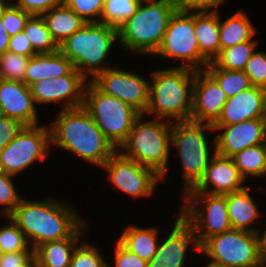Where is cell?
<instances>
[{
    "label": "cell",
    "mask_w": 266,
    "mask_h": 267,
    "mask_svg": "<svg viewBox=\"0 0 266 267\" xmlns=\"http://www.w3.org/2000/svg\"><path fill=\"white\" fill-rule=\"evenodd\" d=\"M30 57L6 51L0 54V79L25 83Z\"/></svg>",
    "instance_id": "35"
},
{
    "label": "cell",
    "mask_w": 266,
    "mask_h": 267,
    "mask_svg": "<svg viewBox=\"0 0 266 267\" xmlns=\"http://www.w3.org/2000/svg\"><path fill=\"white\" fill-rule=\"evenodd\" d=\"M179 7V0H141L135 14L118 28V45L134 55L153 56L163 41L171 16Z\"/></svg>",
    "instance_id": "4"
},
{
    "label": "cell",
    "mask_w": 266,
    "mask_h": 267,
    "mask_svg": "<svg viewBox=\"0 0 266 267\" xmlns=\"http://www.w3.org/2000/svg\"><path fill=\"white\" fill-rule=\"evenodd\" d=\"M87 80L77 69L68 75L43 78L33 83L30 88L36 106L39 104H62L61 110L83 106Z\"/></svg>",
    "instance_id": "15"
},
{
    "label": "cell",
    "mask_w": 266,
    "mask_h": 267,
    "mask_svg": "<svg viewBox=\"0 0 266 267\" xmlns=\"http://www.w3.org/2000/svg\"><path fill=\"white\" fill-rule=\"evenodd\" d=\"M69 203L51 197L44 201H28L22 198L8 216L24 233L30 247L65 238H80L87 226L86 219L78 215Z\"/></svg>",
    "instance_id": "1"
},
{
    "label": "cell",
    "mask_w": 266,
    "mask_h": 267,
    "mask_svg": "<svg viewBox=\"0 0 266 267\" xmlns=\"http://www.w3.org/2000/svg\"><path fill=\"white\" fill-rule=\"evenodd\" d=\"M117 42V27L100 22L87 23L68 37L59 50L72 61L75 69L92 81L99 73L112 67L108 63L109 53Z\"/></svg>",
    "instance_id": "5"
},
{
    "label": "cell",
    "mask_w": 266,
    "mask_h": 267,
    "mask_svg": "<svg viewBox=\"0 0 266 267\" xmlns=\"http://www.w3.org/2000/svg\"><path fill=\"white\" fill-rule=\"evenodd\" d=\"M158 228L130 225L125 227L117 239L126 249L149 262L157 252Z\"/></svg>",
    "instance_id": "25"
},
{
    "label": "cell",
    "mask_w": 266,
    "mask_h": 267,
    "mask_svg": "<svg viewBox=\"0 0 266 267\" xmlns=\"http://www.w3.org/2000/svg\"><path fill=\"white\" fill-rule=\"evenodd\" d=\"M264 122H265V130H266V109H265V114H264Z\"/></svg>",
    "instance_id": "52"
},
{
    "label": "cell",
    "mask_w": 266,
    "mask_h": 267,
    "mask_svg": "<svg viewBox=\"0 0 266 267\" xmlns=\"http://www.w3.org/2000/svg\"><path fill=\"white\" fill-rule=\"evenodd\" d=\"M9 35L7 34L1 19L0 12V54L5 53L9 47Z\"/></svg>",
    "instance_id": "47"
},
{
    "label": "cell",
    "mask_w": 266,
    "mask_h": 267,
    "mask_svg": "<svg viewBox=\"0 0 266 267\" xmlns=\"http://www.w3.org/2000/svg\"><path fill=\"white\" fill-rule=\"evenodd\" d=\"M259 231L258 238H259V248H260V257L261 260H266V227L263 233Z\"/></svg>",
    "instance_id": "48"
},
{
    "label": "cell",
    "mask_w": 266,
    "mask_h": 267,
    "mask_svg": "<svg viewBox=\"0 0 266 267\" xmlns=\"http://www.w3.org/2000/svg\"><path fill=\"white\" fill-rule=\"evenodd\" d=\"M41 16L53 39L59 46L68 37L87 24L63 2Z\"/></svg>",
    "instance_id": "26"
},
{
    "label": "cell",
    "mask_w": 266,
    "mask_h": 267,
    "mask_svg": "<svg viewBox=\"0 0 266 267\" xmlns=\"http://www.w3.org/2000/svg\"><path fill=\"white\" fill-rule=\"evenodd\" d=\"M51 132L47 125L24 126L16 137L0 150L1 170L17 176L36 161H45L50 153Z\"/></svg>",
    "instance_id": "12"
},
{
    "label": "cell",
    "mask_w": 266,
    "mask_h": 267,
    "mask_svg": "<svg viewBox=\"0 0 266 267\" xmlns=\"http://www.w3.org/2000/svg\"><path fill=\"white\" fill-rule=\"evenodd\" d=\"M83 108L117 150L140 115L131 105L102 92L91 80L85 89Z\"/></svg>",
    "instance_id": "8"
},
{
    "label": "cell",
    "mask_w": 266,
    "mask_h": 267,
    "mask_svg": "<svg viewBox=\"0 0 266 267\" xmlns=\"http://www.w3.org/2000/svg\"><path fill=\"white\" fill-rule=\"evenodd\" d=\"M129 70L112 66L99 73L92 82L105 94L131 105L145 114L149 105L150 81Z\"/></svg>",
    "instance_id": "14"
},
{
    "label": "cell",
    "mask_w": 266,
    "mask_h": 267,
    "mask_svg": "<svg viewBox=\"0 0 266 267\" xmlns=\"http://www.w3.org/2000/svg\"><path fill=\"white\" fill-rule=\"evenodd\" d=\"M114 267H148V262L126 249L118 240L114 251ZM108 267L111 265L108 264Z\"/></svg>",
    "instance_id": "42"
},
{
    "label": "cell",
    "mask_w": 266,
    "mask_h": 267,
    "mask_svg": "<svg viewBox=\"0 0 266 267\" xmlns=\"http://www.w3.org/2000/svg\"><path fill=\"white\" fill-rule=\"evenodd\" d=\"M205 130L214 131L213 124L191 120L172 122L171 146L176 147L181 160L183 194L200 182L216 154L215 137L209 142Z\"/></svg>",
    "instance_id": "7"
},
{
    "label": "cell",
    "mask_w": 266,
    "mask_h": 267,
    "mask_svg": "<svg viewBox=\"0 0 266 267\" xmlns=\"http://www.w3.org/2000/svg\"><path fill=\"white\" fill-rule=\"evenodd\" d=\"M0 267H38L34 251L0 253Z\"/></svg>",
    "instance_id": "41"
},
{
    "label": "cell",
    "mask_w": 266,
    "mask_h": 267,
    "mask_svg": "<svg viewBox=\"0 0 266 267\" xmlns=\"http://www.w3.org/2000/svg\"><path fill=\"white\" fill-rule=\"evenodd\" d=\"M194 29L200 54L213 62L220 53V13L194 12Z\"/></svg>",
    "instance_id": "24"
},
{
    "label": "cell",
    "mask_w": 266,
    "mask_h": 267,
    "mask_svg": "<svg viewBox=\"0 0 266 267\" xmlns=\"http://www.w3.org/2000/svg\"><path fill=\"white\" fill-rule=\"evenodd\" d=\"M256 30L249 16L241 10L224 21L220 17V51L251 40Z\"/></svg>",
    "instance_id": "28"
},
{
    "label": "cell",
    "mask_w": 266,
    "mask_h": 267,
    "mask_svg": "<svg viewBox=\"0 0 266 267\" xmlns=\"http://www.w3.org/2000/svg\"><path fill=\"white\" fill-rule=\"evenodd\" d=\"M23 127L19 121L0 115V150L13 140Z\"/></svg>",
    "instance_id": "44"
},
{
    "label": "cell",
    "mask_w": 266,
    "mask_h": 267,
    "mask_svg": "<svg viewBox=\"0 0 266 267\" xmlns=\"http://www.w3.org/2000/svg\"><path fill=\"white\" fill-rule=\"evenodd\" d=\"M180 60L176 67L205 70L208 61L200 54L194 29V12L178 8L171 16L163 41L153 58Z\"/></svg>",
    "instance_id": "10"
},
{
    "label": "cell",
    "mask_w": 266,
    "mask_h": 267,
    "mask_svg": "<svg viewBox=\"0 0 266 267\" xmlns=\"http://www.w3.org/2000/svg\"><path fill=\"white\" fill-rule=\"evenodd\" d=\"M258 267H266V260H262Z\"/></svg>",
    "instance_id": "51"
},
{
    "label": "cell",
    "mask_w": 266,
    "mask_h": 267,
    "mask_svg": "<svg viewBox=\"0 0 266 267\" xmlns=\"http://www.w3.org/2000/svg\"><path fill=\"white\" fill-rule=\"evenodd\" d=\"M105 0H63L86 23H101Z\"/></svg>",
    "instance_id": "39"
},
{
    "label": "cell",
    "mask_w": 266,
    "mask_h": 267,
    "mask_svg": "<svg viewBox=\"0 0 266 267\" xmlns=\"http://www.w3.org/2000/svg\"><path fill=\"white\" fill-rule=\"evenodd\" d=\"M205 70L217 81L226 96L232 97L252 87L249 77L242 70H228L209 62Z\"/></svg>",
    "instance_id": "32"
},
{
    "label": "cell",
    "mask_w": 266,
    "mask_h": 267,
    "mask_svg": "<svg viewBox=\"0 0 266 267\" xmlns=\"http://www.w3.org/2000/svg\"><path fill=\"white\" fill-rule=\"evenodd\" d=\"M62 2L63 0H14L13 4L30 15L41 16Z\"/></svg>",
    "instance_id": "43"
},
{
    "label": "cell",
    "mask_w": 266,
    "mask_h": 267,
    "mask_svg": "<svg viewBox=\"0 0 266 267\" xmlns=\"http://www.w3.org/2000/svg\"><path fill=\"white\" fill-rule=\"evenodd\" d=\"M266 176V163H265V169H264V174H263V177Z\"/></svg>",
    "instance_id": "53"
},
{
    "label": "cell",
    "mask_w": 266,
    "mask_h": 267,
    "mask_svg": "<svg viewBox=\"0 0 266 267\" xmlns=\"http://www.w3.org/2000/svg\"><path fill=\"white\" fill-rule=\"evenodd\" d=\"M265 109L266 89L252 86L229 97L221 116L213 125H232L249 119L264 118Z\"/></svg>",
    "instance_id": "21"
},
{
    "label": "cell",
    "mask_w": 266,
    "mask_h": 267,
    "mask_svg": "<svg viewBox=\"0 0 266 267\" xmlns=\"http://www.w3.org/2000/svg\"><path fill=\"white\" fill-rule=\"evenodd\" d=\"M50 122L51 145L102 167L117 151L82 107L60 110Z\"/></svg>",
    "instance_id": "2"
},
{
    "label": "cell",
    "mask_w": 266,
    "mask_h": 267,
    "mask_svg": "<svg viewBox=\"0 0 266 267\" xmlns=\"http://www.w3.org/2000/svg\"><path fill=\"white\" fill-rule=\"evenodd\" d=\"M244 72L249 77L252 86L266 89V52L256 50L247 61Z\"/></svg>",
    "instance_id": "40"
},
{
    "label": "cell",
    "mask_w": 266,
    "mask_h": 267,
    "mask_svg": "<svg viewBox=\"0 0 266 267\" xmlns=\"http://www.w3.org/2000/svg\"><path fill=\"white\" fill-rule=\"evenodd\" d=\"M242 178L263 177L266 163V143L247 147L231 157Z\"/></svg>",
    "instance_id": "29"
},
{
    "label": "cell",
    "mask_w": 266,
    "mask_h": 267,
    "mask_svg": "<svg viewBox=\"0 0 266 267\" xmlns=\"http://www.w3.org/2000/svg\"><path fill=\"white\" fill-rule=\"evenodd\" d=\"M80 238H65L41 244L34 250L38 267H70L72 254Z\"/></svg>",
    "instance_id": "27"
},
{
    "label": "cell",
    "mask_w": 266,
    "mask_h": 267,
    "mask_svg": "<svg viewBox=\"0 0 266 267\" xmlns=\"http://www.w3.org/2000/svg\"><path fill=\"white\" fill-rule=\"evenodd\" d=\"M14 0H0V3H13Z\"/></svg>",
    "instance_id": "50"
},
{
    "label": "cell",
    "mask_w": 266,
    "mask_h": 267,
    "mask_svg": "<svg viewBox=\"0 0 266 267\" xmlns=\"http://www.w3.org/2000/svg\"><path fill=\"white\" fill-rule=\"evenodd\" d=\"M103 256L96 245L83 241L75 248L70 267H108V263Z\"/></svg>",
    "instance_id": "36"
},
{
    "label": "cell",
    "mask_w": 266,
    "mask_h": 267,
    "mask_svg": "<svg viewBox=\"0 0 266 267\" xmlns=\"http://www.w3.org/2000/svg\"><path fill=\"white\" fill-rule=\"evenodd\" d=\"M244 179L231 157L215 154L200 182L188 192L226 195L244 189Z\"/></svg>",
    "instance_id": "20"
},
{
    "label": "cell",
    "mask_w": 266,
    "mask_h": 267,
    "mask_svg": "<svg viewBox=\"0 0 266 267\" xmlns=\"http://www.w3.org/2000/svg\"><path fill=\"white\" fill-rule=\"evenodd\" d=\"M31 88L23 82L0 79V114L24 126L39 125Z\"/></svg>",
    "instance_id": "19"
},
{
    "label": "cell",
    "mask_w": 266,
    "mask_h": 267,
    "mask_svg": "<svg viewBox=\"0 0 266 267\" xmlns=\"http://www.w3.org/2000/svg\"><path fill=\"white\" fill-rule=\"evenodd\" d=\"M14 177L16 176L0 170V205L3 208L0 215H4V217H8L23 198L22 196L20 197L15 187L13 182Z\"/></svg>",
    "instance_id": "37"
},
{
    "label": "cell",
    "mask_w": 266,
    "mask_h": 267,
    "mask_svg": "<svg viewBox=\"0 0 266 267\" xmlns=\"http://www.w3.org/2000/svg\"><path fill=\"white\" fill-rule=\"evenodd\" d=\"M74 69L72 61L60 50L53 53L35 54L29 59L25 72V84L29 87L43 78L54 79L68 75Z\"/></svg>",
    "instance_id": "23"
},
{
    "label": "cell",
    "mask_w": 266,
    "mask_h": 267,
    "mask_svg": "<svg viewBox=\"0 0 266 267\" xmlns=\"http://www.w3.org/2000/svg\"><path fill=\"white\" fill-rule=\"evenodd\" d=\"M259 40H249L235 46L225 48L213 60V64L218 68L228 70L244 71L247 61L256 51Z\"/></svg>",
    "instance_id": "30"
},
{
    "label": "cell",
    "mask_w": 266,
    "mask_h": 267,
    "mask_svg": "<svg viewBox=\"0 0 266 267\" xmlns=\"http://www.w3.org/2000/svg\"><path fill=\"white\" fill-rule=\"evenodd\" d=\"M1 19L9 37L23 31L25 23L31 16L13 3H0Z\"/></svg>",
    "instance_id": "38"
},
{
    "label": "cell",
    "mask_w": 266,
    "mask_h": 267,
    "mask_svg": "<svg viewBox=\"0 0 266 267\" xmlns=\"http://www.w3.org/2000/svg\"><path fill=\"white\" fill-rule=\"evenodd\" d=\"M7 51L23 55L26 57H31L37 54L33 50L29 39L27 38V36L24 34L23 31L9 38V47Z\"/></svg>",
    "instance_id": "46"
},
{
    "label": "cell",
    "mask_w": 266,
    "mask_h": 267,
    "mask_svg": "<svg viewBox=\"0 0 266 267\" xmlns=\"http://www.w3.org/2000/svg\"><path fill=\"white\" fill-rule=\"evenodd\" d=\"M6 220L8 225H0V253L34 251L20 228L9 217Z\"/></svg>",
    "instance_id": "34"
},
{
    "label": "cell",
    "mask_w": 266,
    "mask_h": 267,
    "mask_svg": "<svg viewBox=\"0 0 266 267\" xmlns=\"http://www.w3.org/2000/svg\"><path fill=\"white\" fill-rule=\"evenodd\" d=\"M228 97L217 81L206 71L195 73L191 121L214 124Z\"/></svg>",
    "instance_id": "18"
},
{
    "label": "cell",
    "mask_w": 266,
    "mask_h": 267,
    "mask_svg": "<svg viewBox=\"0 0 266 267\" xmlns=\"http://www.w3.org/2000/svg\"><path fill=\"white\" fill-rule=\"evenodd\" d=\"M249 190L250 187L247 185L240 191L226 194L229 221L232 229L258 233L260 229L251 225L260 219L262 212Z\"/></svg>",
    "instance_id": "22"
},
{
    "label": "cell",
    "mask_w": 266,
    "mask_h": 267,
    "mask_svg": "<svg viewBox=\"0 0 266 267\" xmlns=\"http://www.w3.org/2000/svg\"><path fill=\"white\" fill-rule=\"evenodd\" d=\"M203 267H228V266L218 264L210 260L209 263L206 266L204 265Z\"/></svg>",
    "instance_id": "49"
},
{
    "label": "cell",
    "mask_w": 266,
    "mask_h": 267,
    "mask_svg": "<svg viewBox=\"0 0 266 267\" xmlns=\"http://www.w3.org/2000/svg\"><path fill=\"white\" fill-rule=\"evenodd\" d=\"M215 151L224 157H232L239 151L266 143L264 118L249 119L232 125H213ZM222 130V131H221Z\"/></svg>",
    "instance_id": "16"
},
{
    "label": "cell",
    "mask_w": 266,
    "mask_h": 267,
    "mask_svg": "<svg viewBox=\"0 0 266 267\" xmlns=\"http://www.w3.org/2000/svg\"><path fill=\"white\" fill-rule=\"evenodd\" d=\"M108 174L115 188L127 193L130 197H149L153 195L157 183L161 181L153 169L141 165L137 161L125 157L117 150L101 167Z\"/></svg>",
    "instance_id": "13"
},
{
    "label": "cell",
    "mask_w": 266,
    "mask_h": 267,
    "mask_svg": "<svg viewBox=\"0 0 266 267\" xmlns=\"http://www.w3.org/2000/svg\"><path fill=\"white\" fill-rule=\"evenodd\" d=\"M144 117L145 114H140L135 119L126 141L118 150L125 157L153 169L163 180L171 156L172 121L153 117L144 122Z\"/></svg>",
    "instance_id": "6"
},
{
    "label": "cell",
    "mask_w": 266,
    "mask_h": 267,
    "mask_svg": "<svg viewBox=\"0 0 266 267\" xmlns=\"http://www.w3.org/2000/svg\"><path fill=\"white\" fill-rule=\"evenodd\" d=\"M225 1L227 0H179V4L180 8L188 12H218L219 9L215 7L223 5Z\"/></svg>",
    "instance_id": "45"
},
{
    "label": "cell",
    "mask_w": 266,
    "mask_h": 267,
    "mask_svg": "<svg viewBox=\"0 0 266 267\" xmlns=\"http://www.w3.org/2000/svg\"><path fill=\"white\" fill-rule=\"evenodd\" d=\"M141 0H105L101 15V23L119 28L131 18Z\"/></svg>",
    "instance_id": "33"
},
{
    "label": "cell",
    "mask_w": 266,
    "mask_h": 267,
    "mask_svg": "<svg viewBox=\"0 0 266 267\" xmlns=\"http://www.w3.org/2000/svg\"><path fill=\"white\" fill-rule=\"evenodd\" d=\"M200 252L228 267H258L262 261L258 234L244 230L213 235L200 246Z\"/></svg>",
    "instance_id": "11"
},
{
    "label": "cell",
    "mask_w": 266,
    "mask_h": 267,
    "mask_svg": "<svg viewBox=\"0 0 266 267\" xmlns=\"http://www.w3.org/2000/svg\"><path fill=\"white\" fill-rule=\"evenodd\" d=\"M150 74L149 105L145 115L168 121H188L193 109L195 70L173 67Z\"/></svg>",
    "instance_id": "3"
},
{
    "label": "cell",
    "mask_w": 266,
    "mask_h": 267,
    "mask_svg": "<svg viewBox=\"0 0 266 267\" xmlns=\"http://www.w3.org/2000/svg\"><path fill=\"white\" fill-rule=\"evenodd\" d=\"M182 197L180 216L192 227L200 246L211 236L232 229L226 195L187 192Z\"/></svg>",
    "instance_id": "9"
},
{
    "label": "cell",
    "mask_w": 266,
    "mask_h": 267,
    "mask_svg": "<svg viewBox=\"0 0 266 267\" xmlns=\"http://www.w3.org/2000/svg\"><path fill=\"white\" fill-rule=\"evenodd\" d=\"M23 32L37 54L53 53L59 50V45L53 39L42 16L31 15L25 23Z\"/></svg>",
    "instance_id": "31"
},
{
    "label": "cell",
    "mask_w": 266,
    "mask_h": 267,
    "mask_svg": "<svg viewBox=\"0 0 266 267\" xmlns=\"http://www.w3.org/2000/svg\"><path fill=\"white\" fill-rule=\"evenodd\" d=\"M179 215L180 213L171 232L159 242L157 252L148 262V267H184L188 249L192 248L200 253V245L192 227Z\"/></svg>",
    "instance_id": "17"
}]
</instances>
